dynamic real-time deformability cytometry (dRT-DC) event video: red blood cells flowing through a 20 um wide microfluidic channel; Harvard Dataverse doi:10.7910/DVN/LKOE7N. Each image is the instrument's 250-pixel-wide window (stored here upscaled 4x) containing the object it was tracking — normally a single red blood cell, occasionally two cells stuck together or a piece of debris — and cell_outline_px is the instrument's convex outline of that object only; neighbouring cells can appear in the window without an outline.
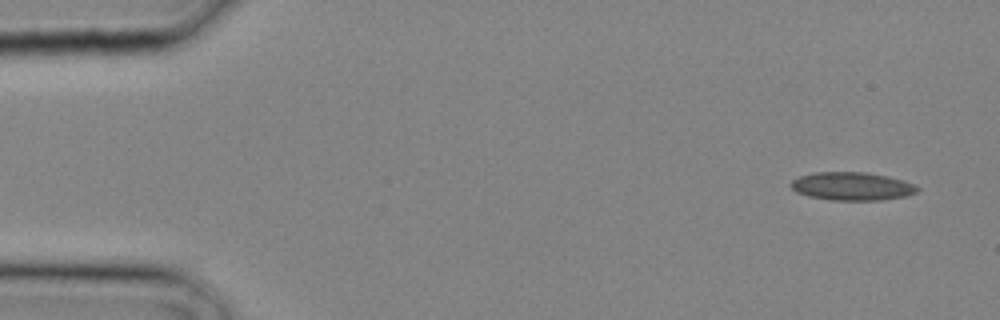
{"species": "common noctule bat (a hibernating species)", "species_latin": "Nyctalus noctula", "temperature_condition": "cold", "stored_images_in_passage": 20, "camera_frame_rate_fps": 3000, "um_per_image_px": 0.085, "animal": {"sex": "male", "body_mass_g": 20.4}, "frame": {"image": 1, "passage_image": 1, "time_ms": 0.0, "image_size_px": [1000, 320], "cell_outline_px": [[920, 188], [916, 192], [904, 196], [880, 200], [832, 200], [808, 196], [796, 192], [788, 184], [792, 180], [800, 176], [812, 172], [864, 172], [888, 176], [916, 184]], "centroid_in_image_um": [72.4, 15.82], "position_along_channel_um": 12.6, "area_um2": 20.81}}
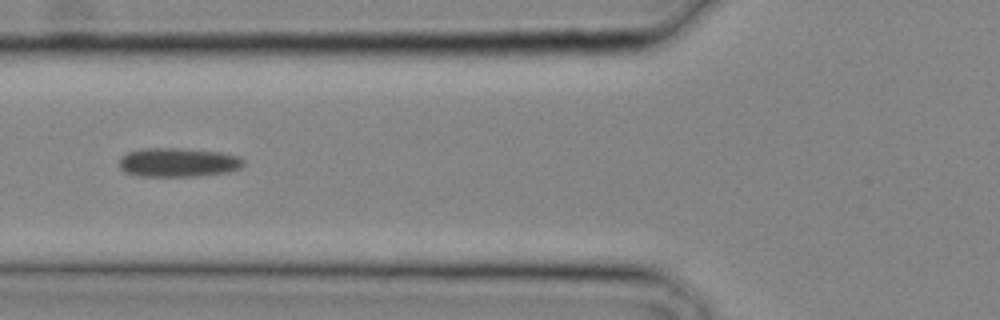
{"frame": {"image": 2, "passage_image": 11, "time_ms": 3.333, "image_size_px": [1000, 320], "cell_outline_px": [[244, 164], [240, 168], [228, 172], [196, 176], [140, 176], [128, 172], [120, 168], [120, 156], [128, 152], [144, 148], [180, 148], [220, 152], [240, 156], [244, 160]], "centroid_in_image_um": [15.17, 13.79], "position_along_channel_um": 110.6, "area_um2": 20.98}}
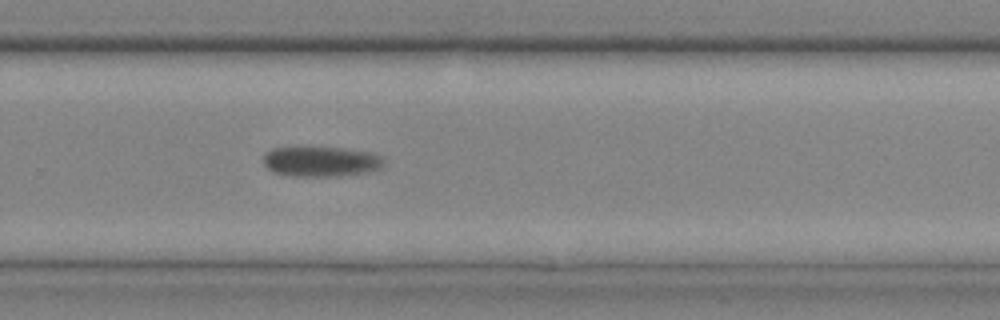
{"frame": {"image": 3, "passage_image": 20, "time_ms": 6.333, "image_size_px": [1000, 320], "cell_outline_px": [[384, 168], [368, 172], [340, 176], [296, 176], [276, 172], [268, 168], [264, 164], [264, 152], [272, 148], [344, 148], [368, 152], [384, 156]], "centroid_in_image_um": [27.35, 13.73], "position_along_channel_um": 302.4, "area_um2": 21.1}}